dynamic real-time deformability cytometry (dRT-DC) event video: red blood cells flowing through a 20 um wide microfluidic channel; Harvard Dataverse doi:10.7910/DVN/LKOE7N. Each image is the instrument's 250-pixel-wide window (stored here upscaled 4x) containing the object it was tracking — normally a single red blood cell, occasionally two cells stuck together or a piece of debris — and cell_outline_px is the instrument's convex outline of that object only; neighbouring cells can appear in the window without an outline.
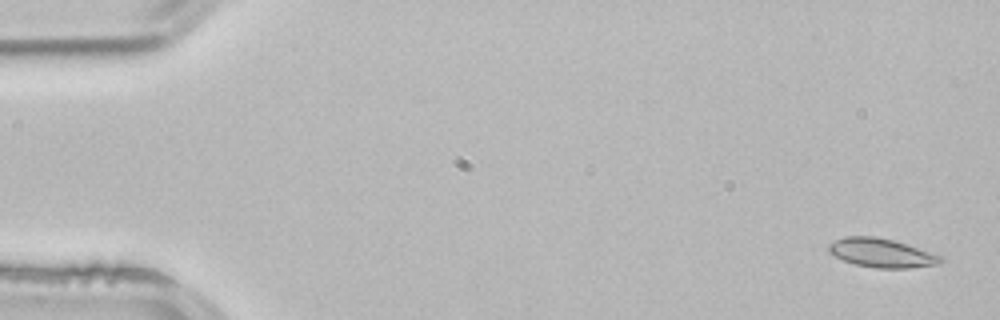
{"species": "common noctule bat (a hibernating species)", "species_latin": "Nyctalus noctula", "temperature_condition": "room temperature", "stored_images_in_passage": 53, "camera_frame_rate_fps": 3000, "um_per_image_px": 0.085, "animal": {"sex": "male", "body_mass_g": 21.5, "forearm_length_mm": 52.0}, "frame": {"image": 1, "passage_image": 2, "time_ms": 0.333, "image_size_px": [1000, 320], "cell_outline_px": [[944, 260], [940, 264], [908, 268], [876, 268], [856, 264], [844, 260], [828, 252], [828, 244], [844, 236], [876, 236], [908, 244], [940, 256]], "centroid_in_image_um": [74.92, 21.49], "position_along_channel_um": 10.1, "area_um2": 18.73}}
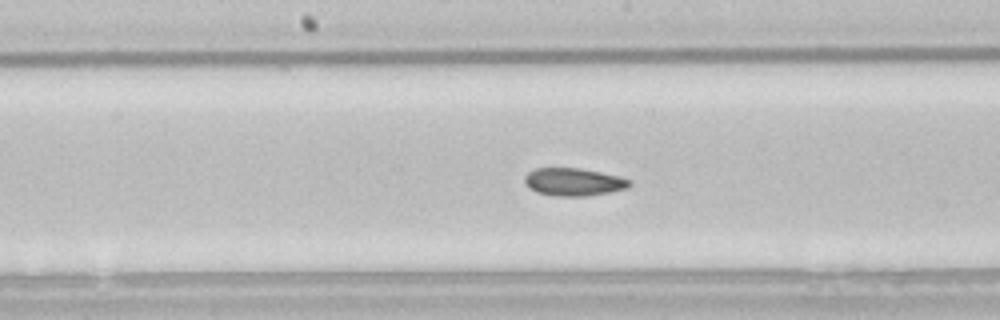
{"frame": {"image": 2, "passage_image": 27, "time_ms": 8.667, "image_size_px": [1000, 320], "cell_outline_px": [[632, 184], [628, 188], [588, 196], [552, 196], [536, 192], [528, 188], [524, 184], [524, 176], [528, 172], [536, 168], [580, 168], [620, 176], [632, 180]], "centroid_in_image_um": [48.74, 15.47], "position_along_channel_um": 199.5, "area_um2": 17.22}}
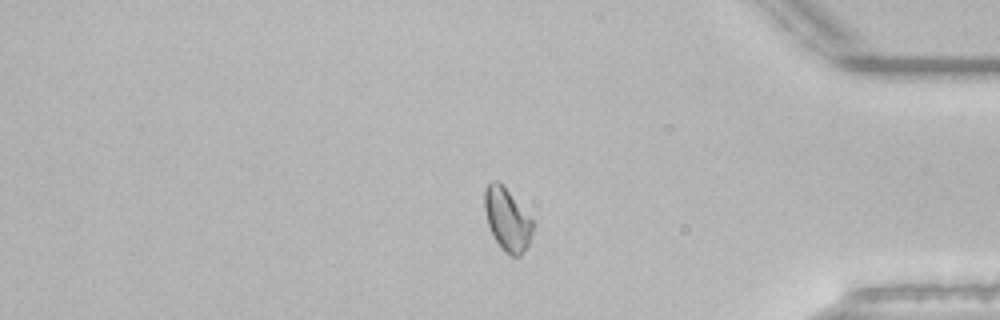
{"frame": {"image": 3, "passage_image": 44, "time_ms": 14.333, "image_size_px": [1000, 320], "cell_outline_px": [[536, 224], [528, 244], [520, 256], [512, 256], [504, 252], [500, 248], [488, 224], [484, 208], [484, 188], [488, 180], [496, 180], [508, 192]], "centroid_in_image_um": [43.1, 18.66], "position_along_channel_um": 392.1, "area_um2": 17.46}, "authors_computed_cell_mechanics": {"area_um2": 17.7446, "velocity_mm_per_s": 3.8596, "shape_relaxation_time_tau1_ms": 5.0962, "shape_relaxation_time_tau2_ms": 1.8982, "deformation_change_tau1": 0.1012, "deformation_change_tau2": 0.0691}}